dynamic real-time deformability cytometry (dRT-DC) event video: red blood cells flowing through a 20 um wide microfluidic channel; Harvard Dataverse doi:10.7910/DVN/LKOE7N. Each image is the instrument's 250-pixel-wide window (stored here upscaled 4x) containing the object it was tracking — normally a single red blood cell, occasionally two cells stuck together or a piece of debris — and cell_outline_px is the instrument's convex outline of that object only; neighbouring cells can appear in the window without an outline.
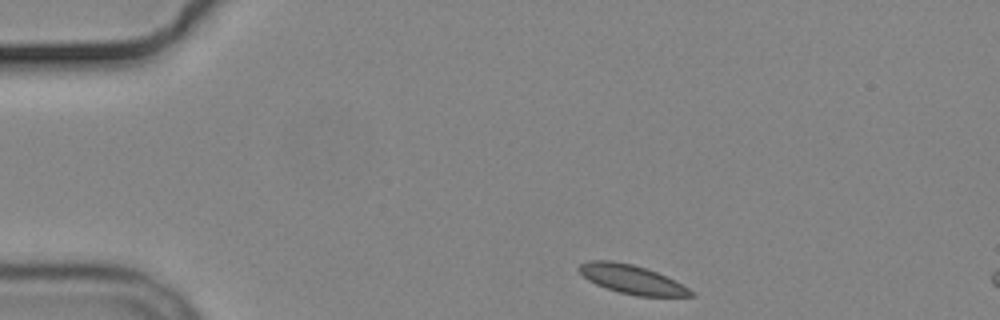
{"species": "common noctule bat (a hibernating species)", "species_latin": "Nyctalus noctula", "temperature_condition": "cold", "stored_images_in_passage": 7, "camera_frame_rate_fps": 3000, "um_per_image_px": 0.085, "animal": {"sex": "male", "body_mass_g": 19.2, "forearm_length_mm": 51.8}, "frame": {"image": 1, "passage_image": 1, "time_ms": 0.0, "image_size_px": [1000, 320], "cell_outline_px": [[696, 296], [636, 296], [620, 292], [596, 284], [588, 280], [576, 268], [580, 264], [588, 260], [612, 260], [632, 264], [656, 272], [688, 288]], "centroid_in_image_um": [53.64, 23.73], "position_along_channel_um": 31.4, "area_um2": 18.44}}